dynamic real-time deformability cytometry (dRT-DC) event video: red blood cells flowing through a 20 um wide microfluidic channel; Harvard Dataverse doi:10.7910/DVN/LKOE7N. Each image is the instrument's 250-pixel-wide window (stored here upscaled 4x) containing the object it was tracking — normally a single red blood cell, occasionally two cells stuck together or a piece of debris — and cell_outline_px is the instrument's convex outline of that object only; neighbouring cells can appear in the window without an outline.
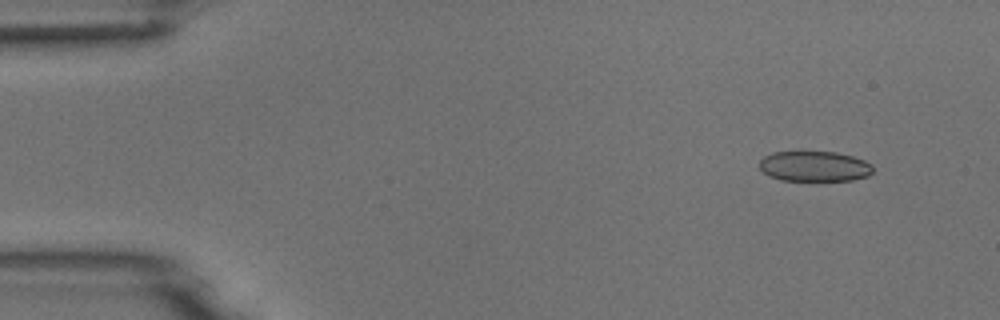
{"species": "common noctule bat (a hibernating species)", "species_latin": "Nyctalus noctula", "temperature_condition": "room temperature", "stored_images_in_passage": 5, "camera_frame_rate_fps": 3000, "um_per_image_px": 0.085, "animal": {"sex": "male", "body_mass_g": 18.8}, "frame": {"image": 1, "passage_image": 2, "time_ms": 0.333, "image_size_px": [1000, 320], "cell_outline_px": [[872, 172], [868, 176], [852, 180], [780, 180], [768, 176], [760, 168], [760, 160], [764, 156], [772, 152], [836, 152], [852, 156], [864, 160], [872, 164]], "centroid_in_image_um": [69.22, 14.13], "position_along_channel_um": 15.8, "area_um2": 20.0}}
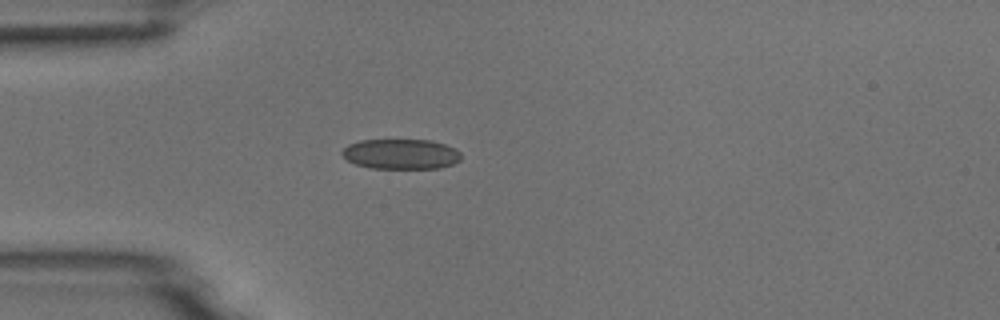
{"frame": {"image": 2, "passage_image": 5, "time_ms": 1.333, "image_size_px": [1000, 320], "cell_outline_px": [[460, 160], [452, 164], [440, 168], [372, 168], [356, 164], [348, 160], [340, 152], [348, 144], [360, 140], [432, 140], [456, 148], [460, 152]], "centroid_in_image_um": [34.09, 13.09], "position_along_channel_um": 50.9, "area_um2": 20.87}}